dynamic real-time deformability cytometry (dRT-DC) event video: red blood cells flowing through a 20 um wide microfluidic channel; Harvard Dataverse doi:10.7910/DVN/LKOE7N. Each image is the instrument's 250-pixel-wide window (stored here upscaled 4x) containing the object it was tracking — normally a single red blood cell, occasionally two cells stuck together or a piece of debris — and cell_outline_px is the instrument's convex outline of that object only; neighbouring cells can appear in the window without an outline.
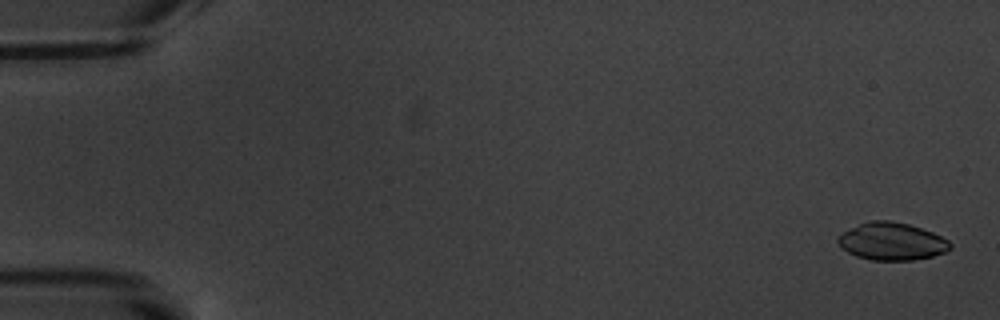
{"species": "common noctule bat (a hibernating species)", "species_latin": "Nyctalus noctula", "temperature_condition": "warm", "stored_images_in_passage": 4, "camera_frame_rate_fps": 3000, "um_per_image_px": 0.085, "animal": {"sex": "male", "body_mass_g": 20.1, "forearm_length_mm": 53.5}, "frame": {"image": 1, "passage_image": 1, "time_ms": 0.0, "image_size_px": [1000, 320], "cell_outline_px": [[952, 248], [944, 252], [932, 256], [912, 260], [872, 260], [856, 256], [840, 248], [836, 240], [836, 236], [840, 232], [860, 224], [872, 220], [888, 220], [908, 224], [932, 232], [948, 240], [952, 244]], "centroid_in_image_um": [75.75, 20.52], "position_along_channel_um": 9.2, "area_um2": 24.62}}